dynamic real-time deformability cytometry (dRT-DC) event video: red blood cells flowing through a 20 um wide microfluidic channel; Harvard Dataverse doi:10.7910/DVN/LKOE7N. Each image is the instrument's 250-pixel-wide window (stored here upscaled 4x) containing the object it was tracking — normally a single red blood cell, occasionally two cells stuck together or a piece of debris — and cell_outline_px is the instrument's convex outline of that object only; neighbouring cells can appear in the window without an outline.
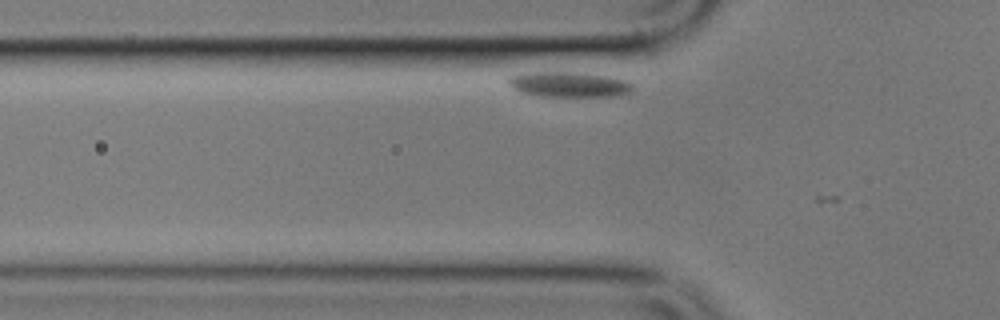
{"species": "common noctule bat (a hibernating species)", "species_latin": "Nyctalus noctula", "temperature_condition": "cold", "stored_images_in_passage": 6, "camera_frame_rate_fps": 3000, "um_per_image_px": 0.085, "animal": {"sex": "male", "body_mass_g": 17.9}, "frame": {"image": 1, "passage_image": 2, "time_ms": 1.0, "image_size_px": [1000, 320], "cell_outline_px": [[632, 92], [620, 96], [540, 96], [520, 92], [512, 88], [508, 84], [508, 76], [520, 72], [584, 72], [612, 76], [624, 80], [632, 84]], "centroid_in_image_um": [48.34, 7.16], "position_along_channel_um": 77.5, "area_um2": 18.73}}